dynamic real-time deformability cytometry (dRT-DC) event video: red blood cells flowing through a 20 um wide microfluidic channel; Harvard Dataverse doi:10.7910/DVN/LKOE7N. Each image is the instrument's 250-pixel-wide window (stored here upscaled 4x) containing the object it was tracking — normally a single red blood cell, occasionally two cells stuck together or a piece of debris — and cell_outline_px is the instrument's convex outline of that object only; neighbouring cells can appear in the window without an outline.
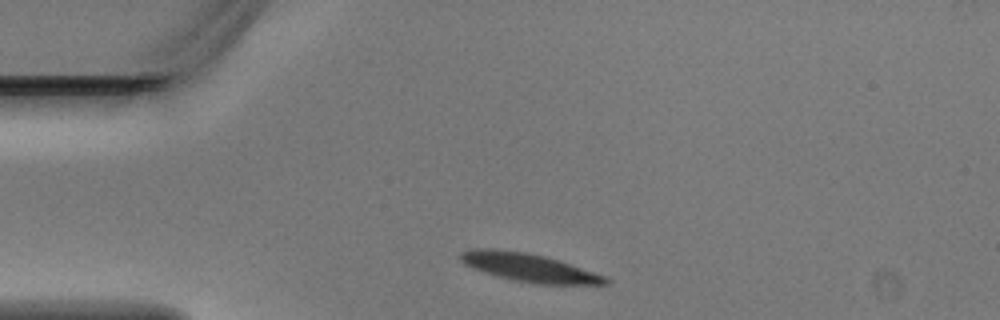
{"species": "Egyptian fruit bat (a non-hibernating species)", "species_latin": "Rousettus aegyptiacus", "temperature_condition": "warm", "stored_images_in_passage": 1, "camera_frame_rate_fps": 3000, "um_per_image_px": 0.085, "animal": {"sex": "male"}, "frame": {"image": 1, "passage_image": 1, "time_ms": 0.0, "image_size_px": [1000, 320], "cell_outline_px": [[612, 280], [608, 284], [532, 284], [484, 272], [472, 268], [464, 264], [460, 260], [460, 252], [472, 248], [492, 248], [524, 252], [544, 256], [560, 260], [604, 276]], "centroid_in_image_um": [44.94, 22.73], "position_along_channel_um": 40.1, "area_um2": 23.76}}